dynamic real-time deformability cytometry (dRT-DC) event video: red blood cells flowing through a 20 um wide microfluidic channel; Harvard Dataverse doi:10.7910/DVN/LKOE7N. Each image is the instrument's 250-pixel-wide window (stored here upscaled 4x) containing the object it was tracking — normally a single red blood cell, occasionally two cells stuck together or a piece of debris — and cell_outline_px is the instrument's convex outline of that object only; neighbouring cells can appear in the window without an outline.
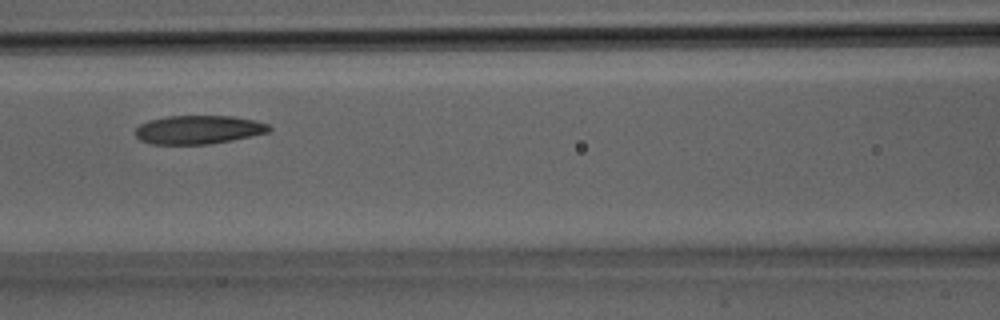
{"species": "Egyptian fruit bat (a non-hibernating species)", "species_latin": "Rousettus aegyptiacus", "temperature_condition": "room temperature", "stored_images_in_passage": 29, "camera_frame_rate_fps": 3000, "um_per_image_px": 0.085, "animal": {"sex": "male"}, "frame": {"image": 1, "passage_image": 11, "time_ms": 3.333, "image_size_px": [1000, 320], "cell_outline_px": [[272, 128], [268, 132], [232, 140], [208, 144], [148, 144], [140, 140], [136, 136], [136, 128], [140, 124], [148, 120], [168, 116], [232, 116], [256, 120], [268, 124]], "centroid_in_image_um": [16.85, 11.02], "position_along_channel_um": 149.7, "area_um2": 22.31}}
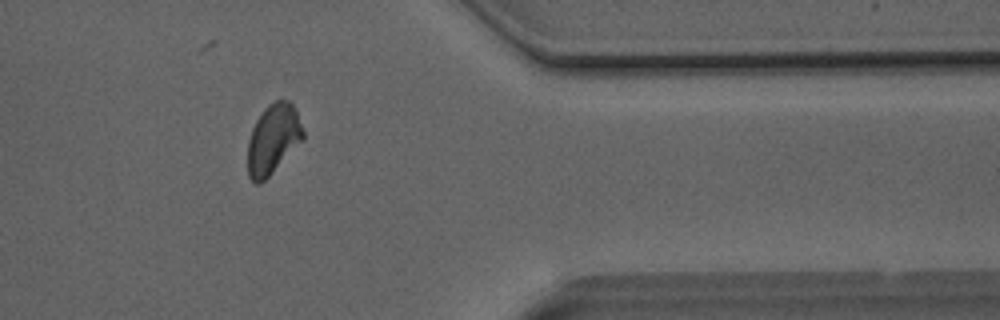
{"frame": {"image": 2, "passage_image": 23, "time_ms": 7.333, "image_size_px": [1000, 320], "cell_outline_px": [[304, 140], [260, 184], [256, 184], [248, 176], [248, 140], [252, 128], [256, 120], [264, 108], [268, 104], [276, 100], [288, 100], [292, 104], [296, 112], [304, 132]], "centroid_in_image_um": [23.21, 11.82], "position_along_channel_um": 388.2, "area_um2": 22.43}}
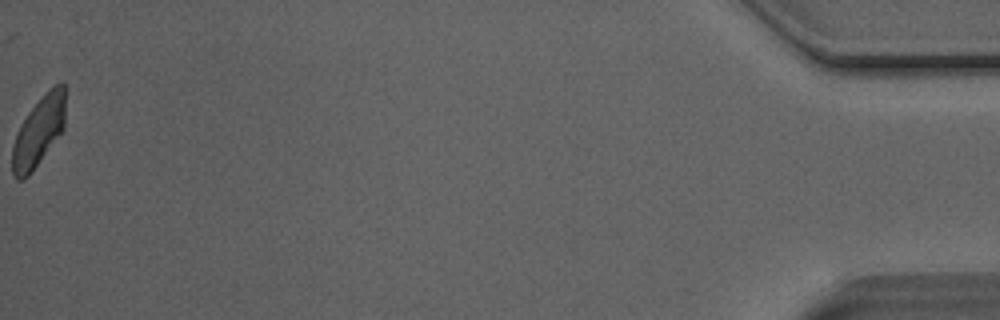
{"frame": {"image": 3, "passage_image": 29, "time_ms": 9.333, "image_size_px": [1000, 320], "cell_outline_px": [[64, 128], [32, 172], [24, 180], [16, 180], [12, 176], [12, 148], [20, 124], [28, 112], [48, 88], [60, 80], [64, 84]], "centroid_in_image_um": [3.27, 11.17], "position_along_channel_um": 431.9, "area_um2": 21.62}}